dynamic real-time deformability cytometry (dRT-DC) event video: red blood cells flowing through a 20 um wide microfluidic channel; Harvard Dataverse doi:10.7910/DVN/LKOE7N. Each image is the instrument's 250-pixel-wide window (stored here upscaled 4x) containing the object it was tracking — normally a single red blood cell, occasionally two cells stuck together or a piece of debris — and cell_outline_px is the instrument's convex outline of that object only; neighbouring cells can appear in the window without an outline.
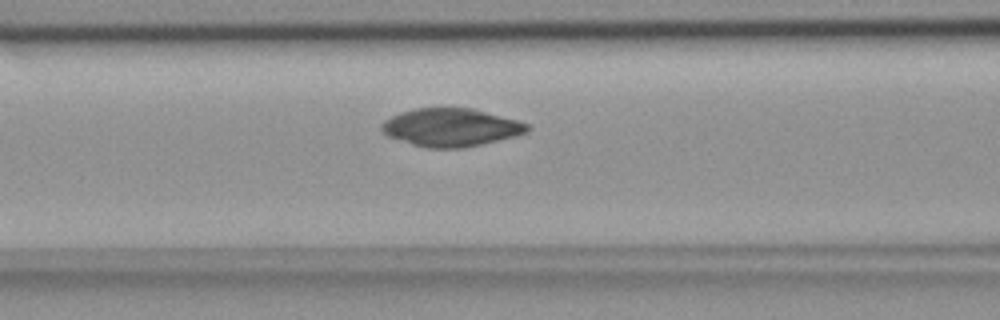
{"species": "common noctule bat (a hibernating species)", "species_latin": "Nyctalus noctula", "temperature_condition": "room temperature", "stored_images_in_passage": 46, "camera_frame_rate_fps": 3000, "um_per_image_px": 0.085, "animal": {"sex": "female", "body_mass_g": 18.4}, "frame": {"image": 1, "passage_image": 22, "time_ms": 7.0, "image_size_px": [1000, 320], "cell_outline_px": [[528, 132], [516, 136], [464, 148], [428, 148], [412, 144], [388, 136], [380, 128], [380, 124], [384, 120], [400, 112], [416, 108], [472, 108], [516, 120], [528, 124]], "centroid_in_image_um": [38.31, 10.83], "position_along_channel_um": 128.3, "area_um2": 32.08}}
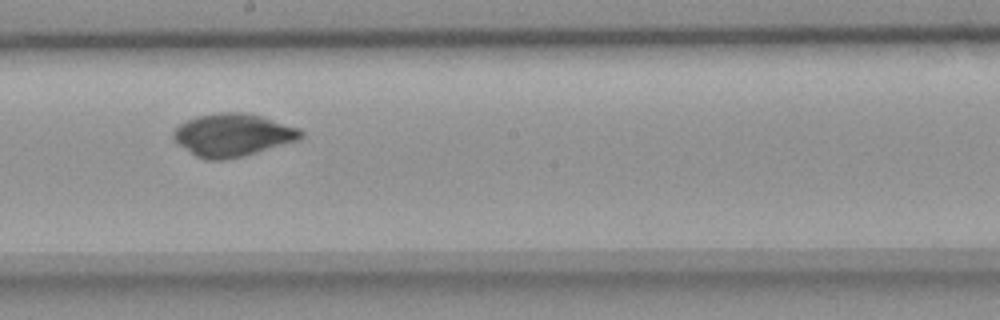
{"frame": {"image": 2, "passage_image": 30, "time_ms": 9.667, "image_size_px": [1000, 320], "cell_outline_px": [[304, 136], [300, 140], [256, 152], [240, 156], [220, 160], [208, 160], [196, 156], [180, 144], [172, 136], [172, 132], [184, 120], [196, 116], [216, 112], [248, 112], [264, 116], [300, 128], [304, 132]], "centroid_in_image_um": [19.82, 11.44], "position_along_channel_um": 228.4, "area_um2": 31.85}}
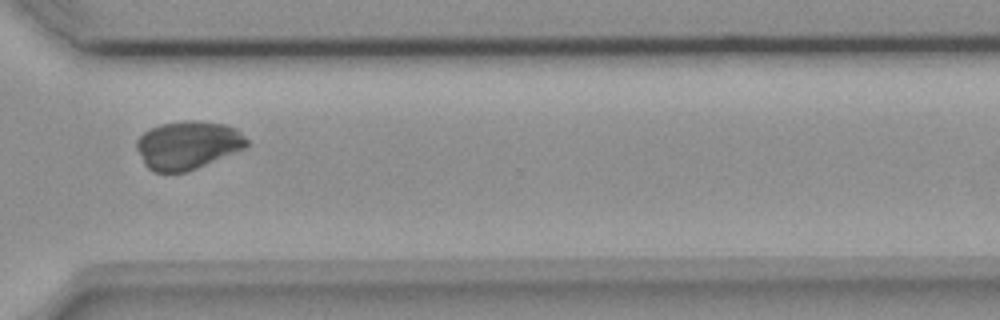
{"frame": {"image": 3, "passage_image": 40, "time_ms": 13.0, "image_size_px": [1000, 320], "cell_outline_px": [[248, 144], [244, 148], [196, 168], [184, 172], [152, 172], [144, 164], [136, 148], [136, 140], [144, 132], [160, 124], [184, 120], [200, 120], [224, 124], [236, 128], [248, 140]], "centroid_in_image_um": [15.93, 12.32], "position_along_channel_um": 354.7, "area_um2": 30.87}}